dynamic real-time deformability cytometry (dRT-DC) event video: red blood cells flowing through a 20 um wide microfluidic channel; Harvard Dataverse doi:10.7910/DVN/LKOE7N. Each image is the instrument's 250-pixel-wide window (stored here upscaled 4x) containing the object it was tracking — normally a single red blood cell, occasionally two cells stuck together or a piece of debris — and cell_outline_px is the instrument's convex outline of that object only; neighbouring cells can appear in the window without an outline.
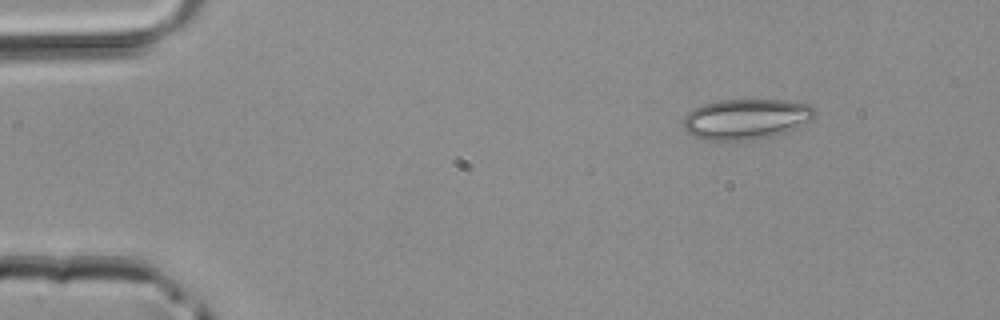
{"species": "common noctule bat (a hibernating species)", "species_latin": "Nyctalus noctula", "temperature_condition": "room temperature", "stored_images_in_passage": 3, "segment_of_instrument_passage": [1, 2], "camera_frame_rate_fps": 3000, "um_per_image_px": 0.085, "animal": {"sex": "male", "body_mass_g": 20.4}, "frame": {"image": 1, "passage_image": 1, "time_ms": 0.0, "image_size_px": [1000, 320], "cell_outline_px": [[816, 116], [812, 120], [796, 128], [772, 136], [756, 140], [704, 140], [692, 136], [684, 128], [684, 116], [692, 108], [704, 104], [720, 100], [788, 100], [808, 104], [816, 112]], "centroid_in_image_um": [63.42, 10.12], "position_along_channel_um": 21.6, "area_um2": 31.21}}